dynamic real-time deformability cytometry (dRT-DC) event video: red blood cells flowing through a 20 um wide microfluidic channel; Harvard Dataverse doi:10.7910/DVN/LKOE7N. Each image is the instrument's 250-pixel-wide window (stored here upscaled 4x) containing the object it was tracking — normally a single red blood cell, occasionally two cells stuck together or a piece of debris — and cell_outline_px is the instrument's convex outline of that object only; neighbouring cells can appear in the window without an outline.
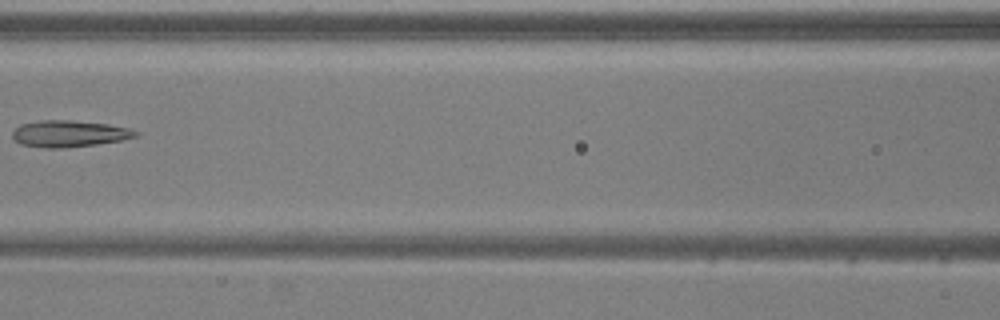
{"species": "common noctule bat (a hibernating species)", "species_latin": "Nyctalus noctula", "temperature_condition": "warm", "stored_images_in_passage": 23, "camera_frame_rate_fps": 3000, "um_per_image_px": 0.085, "animal": {"sex": "male", "body_mass_g": 20.5, "forearm_length_mm": 52.5}, "frame": {"image": 1, "passage_image": 22, "time_ms": 7.0, "image_size_px": [1000, 320], "cell_outline_px": [[140, 136], [120, 140], [96, 144], [64, 148], [44, 148], [20, 144], [12, 136], [12, 132], [20, 124], [40, 120], [72, 120], [108, 124], [128, 128], [140, 132]], "centroid_in_image_um": [5.89, 11.36], "position_along_channel_um": 160.7, "area_um2": 19.13}}